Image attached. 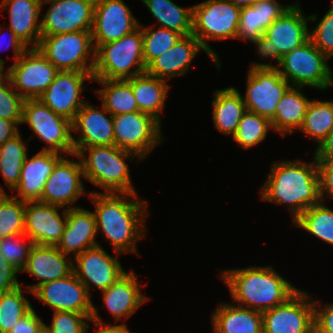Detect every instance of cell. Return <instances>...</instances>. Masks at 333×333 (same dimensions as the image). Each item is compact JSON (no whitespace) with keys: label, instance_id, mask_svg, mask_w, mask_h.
<instances>
[{"label":"cell","instance_id":"1","mask_svg":"<svg viewBox=\"0 0 333 333\" xmlns=\"http://www.w3.org/2000/svg\"><path fill=\"white\" fill-rule=\"evenodd\" d=\"M90 199L95 206L93 212L97 233L105 236L110 246L118 253H137V241L146 237L145 223L148 201L138 198L134 193L90 192ZM130 197V198H129Z\"/></svg>","mask_w":333,"mask_h":333},{"label":"cell","instance_id":"2","mask_svg":"<svg viewBox=\"0 0 333 333\" xmlns=\"http://www.w3.org/2000/svg\"><path fill=\"white\" fill-rule=\"evenodd\" d=\"M301 160H277L260 187L261 201L286 204L294 222L305 210L322 201L318 166Z\"/></svg>","mask_w":333,"mask_h":333},{"label":"cell","instance_id":"3","mask_svg":"<svg viewBox=\"0 0 333 333\" xmlns=\"http://www.w3.org/2000/svg\"><path fill=\"white\" fill-rule=\"evenodd\" d=\"M237 305L264 312L285 303L299 289L271 266L223 270L219 275Z\"/></svg>","mask_w":333,"mask_h":333},{"label":"cell","instance_id":"4","mask_svg":"<svg viewBox=\"0 0 333 333\" xmlns=\"http://www.w3.org/2000/svg\"><path fill=\"white\" fill-rule=\"evenodd\" d=\"M72 156L80 159L85 180L105 190L103 193L137 194L125 162L134 156L142 161L135 153L113 145L74 147Z\"/></svg>","mask_w":333,"mask_h":333},{"label":"cell","instance_id":"5","mask_svg":"<svg viewBox=\"0 0 333 333\" xmlns=\"http://www.w3.org/2000/svg\"><path fill=\"white\" fill-rule=\"evenodd\" d=\"M144 72L146 66L140 27L95 49L93 79H129Z\"/></svg>","mask_w":333,"mask_h":333},{"label":"cell","instance_id":"6","mask_svg":"<svg viewBox=\"0 0 333 333\" xmlns=\"http://www.w3.org/2000/svg\"><path fill=\"white\" fill-rule=\"evenodd\" d=\"M239 6L227 0H205L193 5L192 34L219 63L217 53L208 44L212 40L237 39L240 23Z\"/></svg>","mask_w":333,"mask_h":333},{"label":"cell","instance_id":"7","mask_svg":"<svg viewBox=\"0 0 333 333\" xmlns=\"http://www.w3.org/2000/svg\"><path fill=\"white\" fill-rule=\"evenodd\" d=\"M328 60L309 39L284 55L277 69L291 86L326 90L333 85V72Z\"/></svg>","mask_w":333,"mask_h":333},{"label":"cell","instance_id":"8","mask_svg":"<svg viewBox=\"0 0 333 333\" xmlns=\"http://www.w3.org/2000/svg\"><path fill=\"white\" fill-rule=\"evenodd\" d=\"M37 49L59 71L93 72L95 49L91 31L41 35Z\"/></svg>","mask_w":333,"mask_h":333},{"label":"cell","instance_id":"9","mask_svg":"<svg viewBox=\"0 0 333 333\" xmlns=\"http://www.w3.org/2000/svg\"><path fill=\"white\" fill-rule=\"evenodd\" d=\"M25 123L35 136L47 143L41 151H52L64 156L74 154L72 122L54 113L39 99H25L21 124Z\"/></svg>","mask_w":333,"mask_h":333},{"label":"cell","instance_id":"10","mask_svg":"<svg viewBox=\"0 0 333 333\" xmlns=\"http://www.w3.org/2000/svg\"><path fill=\"white\" fill-rule=\"evenodd\" d=\"M277 68L272 62L251 63L247 71L246 94H241L247 110L269 120L274 117L278 103L291 87Z\"/></svg>","mask_w":333,"mask_h":333},{"label":"cell","instance_id":"11","mask_svg":"<svg viewBox=\"0 0 333 333\" xmlns=\"http://www.w3.org/2000/svg\"><path fill=\"white\" fill-rule=\"evenodd\" d=\"M153 116L136 111L113 116L115 146L135 153L142 161L165 140Z\"/></svg>","mask_w":333,"mask_h":333},{"label":"cell","instance_id":"12","mask_svg":"<svg viewBox=\"0 0 333 333\" xmlns=\"http://www.w3.org/2000/svg\"><path fill=\"white\" fill-rule=\"evenodd\" d=\"M6 70L12 87L24 99H38L59 72L37 48H28Z\"/></svg>","mask_w":333,"mask_h":333},{"label":"cell","instance_id":"13","mask_svg":"<svg viewBox=\"0 0 333 333\" xmlns=\"http://www.w3.org/2000/svg\"><path fill=\"white\" fill-rule=\"evenodd\" d=\"M263 333H312L314 298L299 289L285 303L262 312Z\"/></svg>","mask_w":333,"mask_h":333},{"label":"cell","instance_id":"14","mask_svg":"<svg viewBox=\"0 0 333 333\" xmlns=\"http://www.w3.org/2000/svg\"><path fill=\"white\" fill-rule=\"evenodd\" d=\"M120 254L116 252V258L112 257L99 244L86 249L74 258L73 272L86 287L90 296L92 285L102 292L126 273L118 259Z\"/></svg>","mask_w":333,"mask_h":333},{"label":"cell","instance_id":"15","mask_svg":"<svg viewBox=\"0 0 333 333\" xmlns=\"http://www.w3.org/2000/svg\"><path fill=\"white\" fill-rule=\"evenodd\" d=\"M139 26L123 0H95L91 29L94 49L132 33Z\"/></svg>","mask_w":333,"mask_h":333},{"label":"cell","instance_id":"16","mask_svg":"<svg viewBox=\"0 0 333 333\" xmlns=\"http://www.w3.org/2000/svg\"><path fill=\"white\" fill-rule=\"evenodd\" d=\"M86 80H93V72L59 71L38 99L54 113L72 122L86 102L81 98Z\"/></svg>","mask_w":333,"mask_h":333},{"label":"cell","instance_id":"17","mask_svg":"<svg viewBox=\"0 0 333 333\" xmlns=\"http://www.w3.org/2000/svg\"><path fill=\"white\" fill-rule=\"evenodd\" d=\"M32 295L54 311L92 315L91 296L74 272L67 277L41 284L32 292Z\"/></svg>","mask_w":333,"mask_h":333},{"label":"cell","instance_id":"18","mask_svg":"<svg viewBox=\"0 0 333 333\" xmlns=\"http://www.w3.org/2000/svg\"><path fill=\"white\" fill-rule=\"evenodd\" d=\"M95 0H57L41 19V35L91 31Z\"/></svg>","mask_w":333,"mask_h":333},{"label":"cell","instance_id":"19","mask_svg":"<svg viewBox=\"0 0 333 333\" xmlns=\"http://www.w3.org/2000/svg\"><path fill=\"white\" fill-rule=\"evenodd\" d=\"M64 156L55 166L53 173L45 183L40 202L66 208H76L75 202L85 195L83 170L79 161ZM72 205V206H71Z\"/></svg>","mask_w":333,"mask_h":333},{"label":"cell","instance_id":"20","mask_svg":"<svg viewBox=\"0 0 333 333\" xmlns=\"http://www.w3.org/2000/svg\"><path fill=\"white\" fill-rule=\"evenodd\" d=\"M60 208L63 209L62 216L58 211ZM67 214L68 208L40 201L26 202L24 234L34 244L57 246L66 226Z\"/></svg>","mask_w":333,"mask_h":333},{"label":"cell","instance_id":"21","mask_svg":"<svg viewBox=\"0 0 333 333\" xmlns=\"http://www.w3.org/2000/svg\"><path fill=\"white\" fill-rule=\"evenodd\" d=\"M299 4L298 0L293 3L263 34L277 47L279 59L310 39L308 22L314 23L318 19L316 14L305 16Z\"/></svg>","mask_w":333,"mask_h":333},{"label":"cell","instance_id":"22","mask_svg":"<svg viewBox=\"0 0 333 333\" xmlns=\"http://www.w3.org/2000/svg\"><path fill=\"white\" fill-rule=\"evenodd\" d=\"M72 132L79 133L72 135L74 147L115 145L113 115L102 104L98 109L86 102L72 121Z\"/></svg>","mask_w":333,"mask_h":333},{"label":"cell","instance_id":"23","mask_svg":"<svg viewBox=\"0 0 333 333\" xmlns=\"http://www.w3.org/2000/svg\"><path fill=\"white\" fill-rule=\"evenodd\" d=\"M200 51L205 52L218 70L220 69L219 63L207 52L200 41L193 34H189L182 36L169 50L155 58L146 67V72L166 81L184 76Z\"/></svg>","mask_w":333,"mask_h":333},{"label":"cell","instance_id":"24","mask_svg":"<svg viewBox=\"0 0 333 333\" xmlns=\"http://www.w3.org/2000/svg\"><path fill=\"white\" fill-rule=\"evenodd\" d=\"M73 264L72 258L63 254L56 246L34 244L20 273H28L39 279V282L26 285L25 291L32 293L43 283L67 277L73 273Z\"/></svg>","mask_w":333,"mask_h":333},{"label":"cell","instance_id":"25","mask_svg":"<svg viewBox=\"0 0 333 333\" xmlns=\"http://www.w3.org/2000/svg\"><path fill=\"white\" fill-rule=\"evenodd\" d=\"M27 155L20 174L18 185L14 191L15 198L24 202L40 201L45 183L53 173L56 164L64 155L52 151H39L31 158Z\"/></svg>","mask_w":333,"mask_h":333},{"label":"cell","instance_id":"26","mask_svg":"<svg viewBox=\"0 0 333 333\" xmlns=\"http://www.w3.org/2000/svg\"><path fill=\"white\" fill-rule=\"evenodd\" d=\"M96 235L97 228L93 211L79 206L68 208L66 226L56 247L69 257L74 254L72 258H75L86 249L99 245Z\"/></svg>","mask_w":333,"mask_h":333},{"label":"cell","instance_id":"27","mask_svg":"<svg viewBox=\"0 0 333 333\" xmlns=\"http://www.w3.org/2000/svg\"><path fill=\"white\" fill-rule=\"evenodd\" d=\"M139 283L138 276L132 270L101 292L105 306L115 321L122 320L124 317L125 322L141 305L150 300L141 292Z\"/></svg>","mask_w":333,"mask_h":333},{"label":"cell","instance_id":"28","mask_svg":"<svg viewBox=\"0 0 333 333\" xmlns=\"http://www.w3.org/2000/svg\"><path fill=\"white\" fill-rule=\"evenodd\" d=\"M4 9H7L9 13L8 28L27 47L37 48L41 38V20L39 18L43 11L39 2L37 0H1L0 10Z\"/></svg>","mask_w":333,"mask_h":333},{"label":"cell","instance_id":"29","mask_svg":"<svg viewBox=\"0 0 333 333\" xmlns=\"http://www.w3.org/2000/svg\"><path fill=\"white\" fill-rule=\"evenodd\" d=\"M291 5H282L278 0H258L254 5L242 7L237 39L256 41Z\"/></svg>","mask_w":333,"mask_h":333},{"label":"cell","instance_id":"30","mask_svg":"<svg viewBox=\"0 0 333 333\" xmlns=\"http://www.w3.org/2000/svg\"><path fill=\"white\" fill-rule=\"evenodd\" d=\"M211 314L213 333H263L262 312L223 302Z\"/></svg>","mask_w":333,"mask_h":333},{"label":"cell","instance_id":"31","mask_svg":"<svg viewBox=\"0 0 333 333\" xmlns=\"http://www.w3.org/2000/svg\"><path fill=\"white\" fill-rule=\"evenodd\" d=\"M213 93L212 118L214 127L219 132L233 137L238 123L247 110L241 93L233 86L215 90Z\"/></svg>","mask_w":333,"mask_h":333},{"label":"cell","instance_id":"32","mask_svg":"<svg viewBox=\"0 0 333 333\" xmlns=\"http://www.w3.org/2000/svg\"><path fill=\"white\" fill-rule=\"evenodd\" d=\"M131 87L138 110L162 123L161 114L170 89L167 81L144 72L131 78Z\"/></svg>","mask_w":333,"mask_h":333},{"label":"cell","instance_id":"33","mask_svg":"<svg viewBox=\"0 0 333 333\" xmlns=\"http://www.w3.org/2000/svg\"><path fill=\"white\" fill-rule=\"evenodd\" d=\"M291 86L278 103L274 117L270 120L274 131L282 137L292 134L302 126L310 100L301 89Z\"/></svg>","mask_w":333,"mask_h":333},{"label":"cell","instance_id":"34","mask_svg":"<svg viewBox=\"0 0 333 333\" xmlns=\"http://www.w3.org/2000/svg\"><path fill=\"white\" fill-rule=\"evenodd\" d=\"M103 88L95 90L101 98V104L113 116L133 113L138 110L137 102L129 79H93Z\"/></svg>","mask_w":333,"mask_h":333},{"label":"cell","instance_id":"35","mask_svg":"<svg viewBox=\"0 0 333 333\" xmlns=\"http://www.w3.org/2000/svg\"><path fill=\"white\" fill-rule=\"evenodd\" d=\"M141 1L158 22V27L176 31L182 36L192 34L193 6L183 8L172 0Z\"/></svg>","mask_w":333,"mask_h":333},{"label":"cell","instance_id":"36","mask_svg":"<svg viewBox=\"0 0 333 333\" xmlns=\"http://www.w3.org/2000/svg\"><path fill=\"white\" fill-rule=\"evenodd\" d=\"M20 131L0 146V174L11 191L18 185L21 169L27 157V145L33 137L23 141Z\"/></svg>","mask_w":333,"mask_h":333},{"label":"cell","instance_id":"37","mask_svg":"<svg viewBox=\"0 0 333 333\" xmlns=\"http://www.w3.org/2000/svg\"><path fill=\"white\" fill-rule=\"evenodd\" d=\"M333 130V100H310L299 131L317 143L316 147Z\"/></svg>","mask_w":333,"mask_h":333},{"label":"cell","instance_id":"38","mask_svg":"<svg viewBox=\"0 0 333 333\" xmlns=\"http://www.w3.org/2000/svg\"><path fill=\"white\" fill-rule=\"evenodd\" d=\"M293 224L333 246V209L326 206L324 202L321 201L305 210Z\"/></svg>","mask_w":333,"mask_h":333},{"label":"cell","instance_id":"39","mask_svg":"<svg viewBox=\"0 0 333 333\" xmlns=\"http://www.w3.org/2000/svg\"><path fill=\"white\" fill-rule=\"evenodd\" d=\"M270 129L273 130L269 119L246 110L232 139L242 149L248 150L264 141Z\"/></svg>","mask_w":333,"mask_h":333},{"label":"cell","instance_id":"40","mask_svg":"<svg viewBox=\"0 0 333 333\" xmlns=\"http://www.w3.org/2000/svg\"><path fill=\"white\" fill-rule=\"evenodd\" d=\"M26 202L9 196L0 185V238L24 234Z\"/></svg>","mask_w":333,"mask_h":333},{"label":"cell","instance_id":"41","mask_svg":"<svg viewBox=\"0 0 333 333\" xmlns=\"http://www.w3.org/2000/svg\"><path fill=\"white\" fill-rule=\"evenodd\" d=\"M26 297L22 286L0 293V333H8L19 319L33 309Z\"/></svg>","mask_w":333,"mask_h":333},{"label":"cell","instance_id":"42","mask_svg":"<svg viewBox=\"0 0 333 333\" xmlns=\"http://www.w3.org/2000/svg\"><path fill=\"white\" fill-rule=\"evenodd\" d=\"M154 25L143 27L140 24L143 35V58L147 67L155 58L169 50L182 35L176 31Z\"/></svg>","mask_w":333,"mask_h":333},{"label":"cell","instance_id":"43","mask_svg":"<svg viewBox=\"0 0 333 333\" xmlns=\"http://www.w3.org/2000/svg\"><path fill=\"white\" fill-rule=\"evenodd\" d=\"M51 325L44 324V333H87L91 315L70 311H54Z\"/></svg>","mask_w":333,"mask_h":333},{"label":"cell","instance_id":"44","mask_svg":"<svg viewBox=\"0 0 333 333\" xmlns=\"http://www.w3.org/2000/svg\"><path fill=\"white\" fill-rule=\"evenodd\" d=\"M27 243H25L26 241ZM34 243L25 234H16L0 238V250L6 260L20 272L25 267Z\"/></svg>","mask_w":333,"mask_h":333},{"label":"cell","instance_id":"45","mask_svg":"<svg viewBox=\"0 0 333 333\" xmlns=\"http://www.w3.org/2000/svg\"><path fill=\"white\" fill-rule=\"evenodd\" d=\"M24 101L25 99L12 87L6 76L0 82V118L21 125Z\"/></svg>","mask_w":333,"mask_h":333},{"label":"cell","instance_id":"46","mask_svg":"<svg viewBox=\"0 0 333 333\" xmlns=\"http://www.w3.org/2000/svg\"><path fill=\"white\" fill-rule=\"evenodd\" d=\"M313 44L329 59L333 56V4L316 27L309 30Z\"/></svg>","mask_w":333,"mask_h":333},{"label":"cell","instance_id":"47","mask_svg":"<svg viewBox=\"0 0 333 333\" xmlns=\"http://www.w3.org/2000/svg\"><path fill=\"white\" fill-rule=\"evenodd\" d=\"M318 299L314 300V327L320 333H333V303L322 307Z\"/></svg>","mask_w":333,"mask_h":333},{"label":"cell","instance_id":"48","mask_svg":"<svg viewBox=\"0 0 333 333\" xmlns=\"http://www.w3.org/2000/svg\"><path fill=\"white\" fill-rule=\"evenodd\" d=\"M20 271L9 263L0 250V293L8 292L21 286L17 274Z\"/></svg>","mask_w":333,"mask_h":333},{"label":"cell","instance_id":"49","mask_svg":"<svg viewBox=\"0 0 333 333\" xmlns=\"http://www.w3.org/2000/svg\"><path fill=\"white\" fill-rule=\"evenodd\" d=\"M44 322L33 308L16 322L8 333H44Z\"/></svg>","mask_w":333,"mask_h":333},{"label":"cell","instance_id":"50","mask_svg":"<svg viewBox=\"0 0 333 333\" xmlns=\"http://www.w3.org/2000/svg\"><path fill=\"white\" fill-rule=\"evenodd\" d=\"M322 202L333 199V162L317 161Z\"/></svg>","mask_w":333,"mask_h":333},{"label":"cell","instance_id":"51","mask_svg":"<svg viewBox=\"0 0 333 333\" xmlns=\"http://www.w3.org/2000/svg\"><path fill=\"white\" fill-rule=\"evenodd\" d=\"M89 322L95 325V329L97 330L95 333H132L125 323H114V325L109 323L105 324L104 321L101 319L98 308L96 309L94 303L91 320Z\"/></svg>","mask_w":333,"mask_h":333},{"label":"cell","instance_id":"52","mask_svg":"<svg viewBox=\"0 0 333 333\" xmlns=\"http://www.w3.org/2000/svg\"><path fill=\"white\" fill-rule=\"evenodd\" d=\"M251 43L255 44L256 52L260 57L263 59H275L277 67L279 65L280 59H279V52L277 47L273 46L272 42L265 38L263 35L257 39L256 41H253Z\"/></svg>","mask_w":333,"mask_h":333},{"label":"cell","instance_id":"53","mask_svg":"<svg viewBox=\"0 0 333 333\" xmlns=\"http://www.w3.org/2000/svg\"><path fill=\"white\" fill-rule=\"evenodd\" d=\"M313 156L317 161L333 162V130L316 147Z\"/></svg>","mask_w":333,"mask_h":333},{"label":"cell","instance_id":"54","mask_svg":"<svg viewBox=\"0 0 333 333\" xmlns=\"http://www.w3.org/2000/svg\"><path fill=\"white\" fill-rule=\"evenodd\" d=\"M2 27H0V47L2 44V40H3V36L2 35ZM9 44H7V48L12 47L13 49V60L16 61L18 58H20L22 56V54L28 49V47L14 34V32L9 28ZM5 34V33H4ZM6 48V49H7ZM3 49V48H2ZM5 60L0 58V67L4 68L5 66Z\"/></svg>","mask_w":333,"mask_h":333},{"label":"cell","instance_id":"55","mask_svg":"<svg viewBox=\"0 0 333 333\" xmlns=\"http://www.w3.org/2000/svg\"><path fill=\"white\" fill-rule=\"evenodd\" d=\"M19 131L20 129L14 121L0 118V146Z\"/></svg>","mask_w":333,"mask_h":333},{"label":"cell","instance_id":"56","mask_svg":"<svg viewBox=\"0 0 333 333\" xmlns=\"http://www.w3.org/2000/svg\"><path fill=\"white\" fill-rule=\"evenodd\" d=\"M240 8L254 5L258 0H227Z\"/></svg>","mask_w":333,"mask_h":333},{"label":"cell","instance_id":"57","mask_svg":"<svg viewBox=\"0 0 333 333\" xmlns=\"http://www.w3.org/2000/svg\"><path fill=\"white\" fill-rule=\"evenodd\" d=\"M5 72V73H4ZM7 76V70L0 67V82Z\"/></svg>","mask_w":333,"mask_h":333},{"label":"cell","instance_id":"58","mask_svg":"<svg viewBox=\"0 0 333 333\" xmlns=\"http://www.w3.org/2000/svg\"><path fill=\"white\" fill-rule=\"evenodd\" d=\"M39 2V4L42 6L43 8V4L45 5V3H50V2H54V1H57V0H37Z\"/></svg>","mask_w":333,"mask_h":333},{"label":"cell","instance_id":"59","mask_svg":"<svg viewBox=\"0 0 333 333\" xmlns=\"http://www.w3.org/2000/svg\"><path fill=\"white\" fill-rule=\"evenodd\" d=\"M312 333H320V332L314 327Z\"/></svg>","mask_w":333,"mask_h":333}]
</instances>
